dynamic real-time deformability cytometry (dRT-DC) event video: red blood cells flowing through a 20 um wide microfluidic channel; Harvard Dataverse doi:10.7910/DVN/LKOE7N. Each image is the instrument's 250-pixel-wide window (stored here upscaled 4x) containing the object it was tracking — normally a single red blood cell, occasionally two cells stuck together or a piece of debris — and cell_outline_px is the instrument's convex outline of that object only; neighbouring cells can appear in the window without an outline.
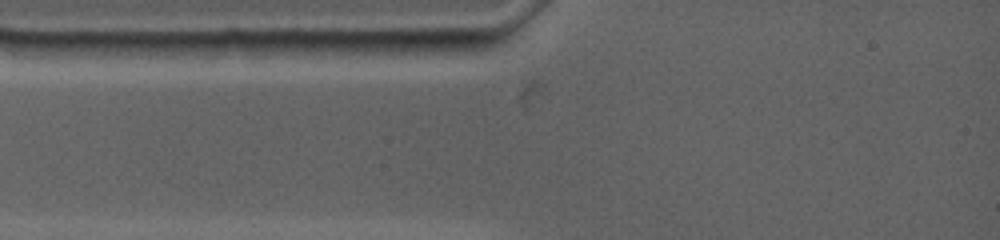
{"species": "common noctule bat (a hibernating species)", "species_latin": "Nyctalus noctula", "temperature_condition": "warm", "stored_images_in_passage": 2, "camera_frame_rate_fps": 4500, "um_per_image_px": 0.085, "animal": {"sex": "female", "body_mass_g": 19.0, "forearm_length_mm": 53.3}, "frame": {"image": 1, "passage_image": 1, "time_ms": 0.0, "image_size_px": [1000, 240], "cell_outline_px": [[492, 44], [488, 48], [476, 56], [388, 52], [380, 40], [492, 40]], "centroid_in_image_um": [37.24, 3.98], "position_along_channel_um": 47.8, "area_um2": 10.46}}